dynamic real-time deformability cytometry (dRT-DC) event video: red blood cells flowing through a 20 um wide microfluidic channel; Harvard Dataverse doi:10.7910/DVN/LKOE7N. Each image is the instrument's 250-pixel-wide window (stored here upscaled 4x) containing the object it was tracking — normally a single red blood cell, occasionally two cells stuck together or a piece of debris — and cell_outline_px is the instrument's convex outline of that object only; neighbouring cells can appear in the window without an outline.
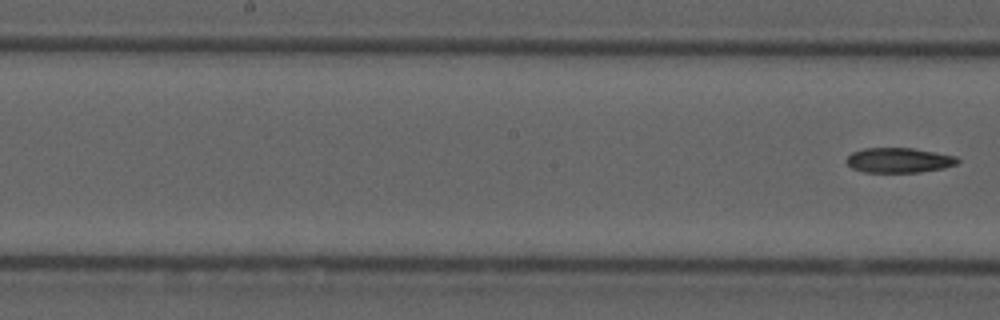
{"species": "common noctule bat (a hibernating species)", "species_latin": "Nyctalus noctula", "temperature_condition": "cold", "stored_images_in_passage": 9, "segment_of_instrument_passage": [2, 2], "camera_frame_rate_fps": 3000, "um_per_image_px": 0.085, "animal": {"sex": "male", "forearm_length_mm": 52.5}, "frame": {"image": 1, "passage_image": 9, "time_ms": 11.0, "image_size_px": [1000, 320], "cell_outline_px": [[960, 160], [956, 164], [944, 168], [920, 172], [864, 172], [852, 168], [844, 160], [852, 152], [864, 148], [912, 148], [956, 156]], "centroid_in_image_um": [76.39, 13.62], "position_along_channel_um": 171.8, "area_um2": 16.13}}